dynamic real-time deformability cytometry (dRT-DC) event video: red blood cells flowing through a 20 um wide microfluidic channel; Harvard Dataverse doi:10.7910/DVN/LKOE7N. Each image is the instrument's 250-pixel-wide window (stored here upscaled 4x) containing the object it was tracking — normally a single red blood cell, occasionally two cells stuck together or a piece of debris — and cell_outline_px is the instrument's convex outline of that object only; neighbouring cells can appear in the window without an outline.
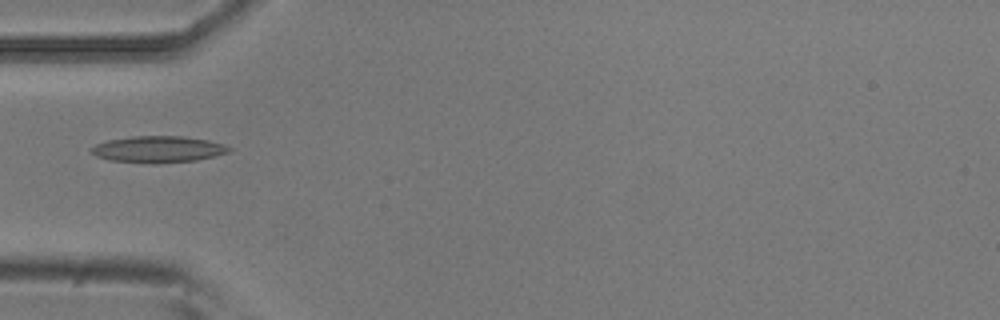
{"species": "common noctule bat (a hibernating species)", "species_latin": "Nyctalus noctula", "temperature_condition": "room temperature", "stored_images_in_passage": 6, "camera_frame_rate_fps": 3000, "um_per_image_px": 0.085, "animal": {"sex": "male", "body_mass_g": 20.5, "forearm_length_mm": 52.5}, "frame": {"image": 1, "passage_image": 5, "time_ms": 1.333, "image_size_px": [1000, 320], "cell_outline_px": [[232, 148], [228, 152], [196, 160], [156, 164], [152, 164], [112, 160], [96, 156], [92, 152], [92, 148], [96, 144], [108, 140], [132, 136], [184, 136], [208, 140], [224, 144]], "centroid_in_image_um": [13.46, 12.69], "position_along_channel_um": 71.5, "area_um2": 21.15}}
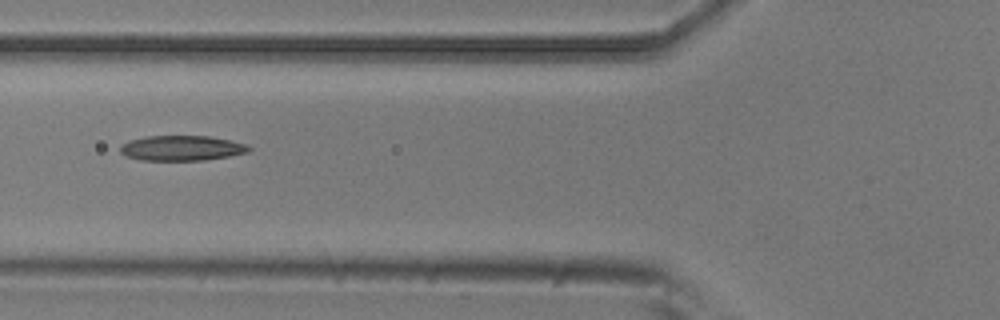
{"frame": {"image": 2, "passage_image": 6, "time_ms": 1.667, "image_size_px": [1000, 320], "cell_outline_px": [[252, 148], [248, 152], [228, 156], [204, 160], [140, 160], [124, 156], [120, 152], [120, 144], [128, 140], [144, 136], [208, 136], [232, 140], [244, 144]], "centroid_in_image_um": [15.38, 12.58], "position_along_channel_um": 110.4, "area_um2": 18.96}}